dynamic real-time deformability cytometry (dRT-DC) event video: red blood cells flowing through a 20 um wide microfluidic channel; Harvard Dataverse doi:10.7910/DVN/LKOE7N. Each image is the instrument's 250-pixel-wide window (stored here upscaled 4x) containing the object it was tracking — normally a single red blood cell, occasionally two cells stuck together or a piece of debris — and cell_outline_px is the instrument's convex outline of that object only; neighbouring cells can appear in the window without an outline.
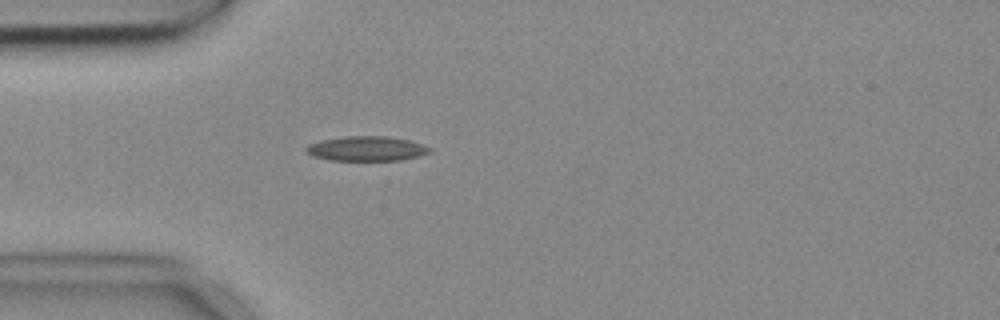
{"species": "common noctule bat (a hibernating species)", "species_latin": "Nyctalus noctula", "temperature_condition": "cold", "stored_images_in_passage": 4, "camera_frame_rate_fps": 3000, "um_per_image_px": 0.085, "animal": {"sex": "female", "body_mass_g": 18.4}, "frame": {"image": 1, "passage_image": 4, "time_ms": 1.0, "image_size_px": [1000, 320], "cell_outline_px": [[432, 152], [420, 156], [400, 160], [328, 160], [312, 156], [304, 148], [308, 144], [324, 140], [344, 136], [384, 136], [408, 140], [424, 144], [432, 148]], "centroid_in_image_um": [31.19, 12.63], "position_along_channel_um": 53.8, "area_um2": 17.8}}